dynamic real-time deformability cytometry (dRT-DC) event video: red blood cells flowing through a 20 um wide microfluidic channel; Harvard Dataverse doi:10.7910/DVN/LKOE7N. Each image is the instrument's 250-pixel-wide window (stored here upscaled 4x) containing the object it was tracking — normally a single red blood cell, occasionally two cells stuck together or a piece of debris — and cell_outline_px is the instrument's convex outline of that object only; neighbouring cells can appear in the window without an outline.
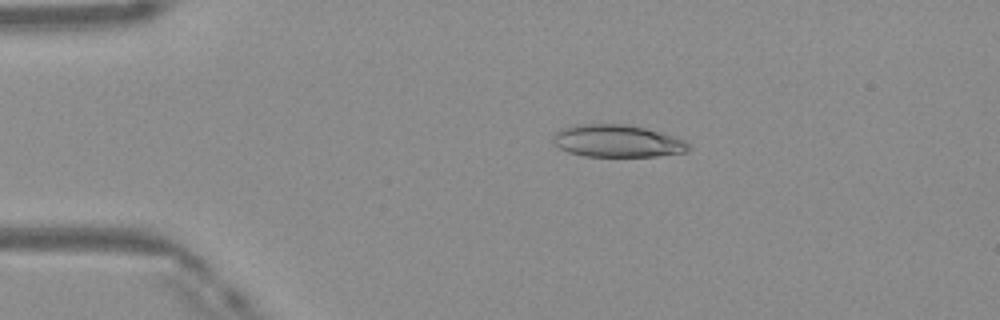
{"species": "Egyptian fruit bat (a non-hibernating species)", "species_latin": "Rousettus aegyptiacus", "temperature_condition": "warm", "stored_images_in_passage": 48, "camera_frame_rate_fps": 3000, "um_per_image_px": 0.085, "frame": {"image": 1, "passage_image": 9, "time_ms": 2.667, "image_size_px": [1000, 320], "cell_outline_px": [[692, 148], [688, 152], [656, 156], [584, 156], [568, 152], [560, 148], [552, 140], [552, 136], [560, 128], [572, 124], [624, 124], [644, 128], [672, 136], [684, 140]], "centroid_in_image_um": [52.44, 11.98], "position_along_channel_um": 32.6, "area_um2": 25.55}}
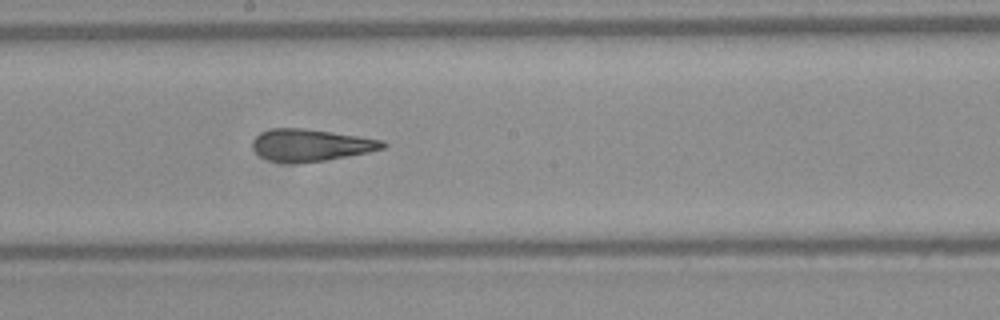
{"frame": {"image": 2, "passage_image": 26, "time_ms": 8.333, "image_size_px": [1000, 320], "cell_outline_px": [[388, 144], [384, 148], [368, 152], [324, 160], [296, 164], [268, 160], [260, 156], [252, 148], [252, 140], [260, 132], [272, 128], [304, 128], [384, 140]], "centroid_in_image_um": [26.38, 12.33], "position_along_channel_um": 221.8, "area_um2": 24.33}}
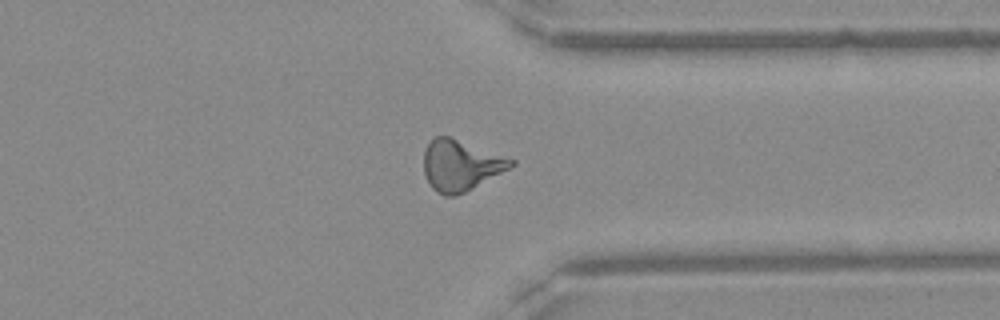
{"frame": {"image": 3, "passage_image": 37, "time_ms": 12.0, "image_size_px": [1000, 320], "cell_outline_px": [[516, 164], [464, 192], [456, 196], [444, 196], [436, 192], [432, 188], [424, 172], [424, 152], [428, 144], [436, 136], [448, 136], [516, 160]], "centroid_in_image_um": [39.13, 14.05], "position_along_channel_um": 372.3, "area_um2": 25.32}, "authors_computed_cell_mechanics": {"area_um2": 25.143, "velocity_mm_per_s": 4.1677, "shape_relaxation_time_tau1_ms": null, "shape_relaxation_time_tau2_ms": 2.4689, "deformation_change_tau1": null, "deformation_change_tau2": 0.1212}}